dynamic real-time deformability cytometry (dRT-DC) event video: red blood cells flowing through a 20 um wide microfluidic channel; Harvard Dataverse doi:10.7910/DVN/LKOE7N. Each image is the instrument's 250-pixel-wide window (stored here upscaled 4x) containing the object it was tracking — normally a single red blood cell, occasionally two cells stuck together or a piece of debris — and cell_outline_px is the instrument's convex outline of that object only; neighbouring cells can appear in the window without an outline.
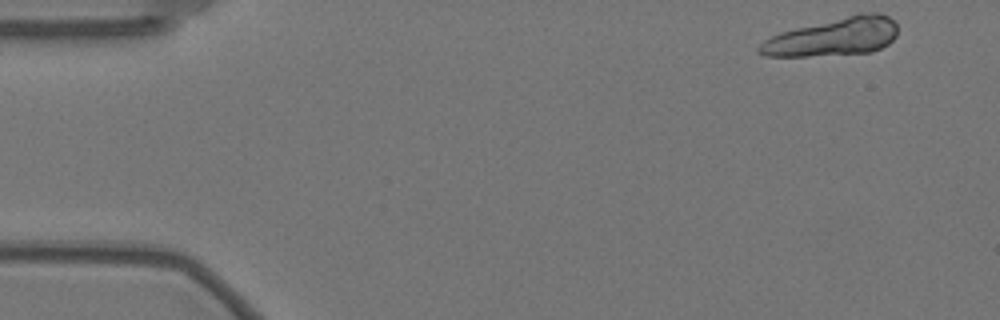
{"species": "Egyptian fruit bat (a non-hibernating species)", "species_latin": "Rousettus aegyptiacus", "temperature_condition": "warm", "stored_images_in_passage": 36, "camera_frame_rate_fps": 3000, "um_per_image_px": 0.085, "animal": {"sex": "female"}, "frame": {"image": 1, "passage_image": 1, "time_ms": 0.0, "image_size_px": [1000, 320], "cell_outline_px": [[896, 36], [888, 44], [872, 52], [808, 56], [768, 56], [756, 52], [756, 48], [764, 40], [780, 32], [860, 12], [880, 12], [888, 16], [896, 24]], "centroid_in_image_um": [70.83, 3.13], "position_along_channel_um": 14.2, "area_um2": 30.58}}